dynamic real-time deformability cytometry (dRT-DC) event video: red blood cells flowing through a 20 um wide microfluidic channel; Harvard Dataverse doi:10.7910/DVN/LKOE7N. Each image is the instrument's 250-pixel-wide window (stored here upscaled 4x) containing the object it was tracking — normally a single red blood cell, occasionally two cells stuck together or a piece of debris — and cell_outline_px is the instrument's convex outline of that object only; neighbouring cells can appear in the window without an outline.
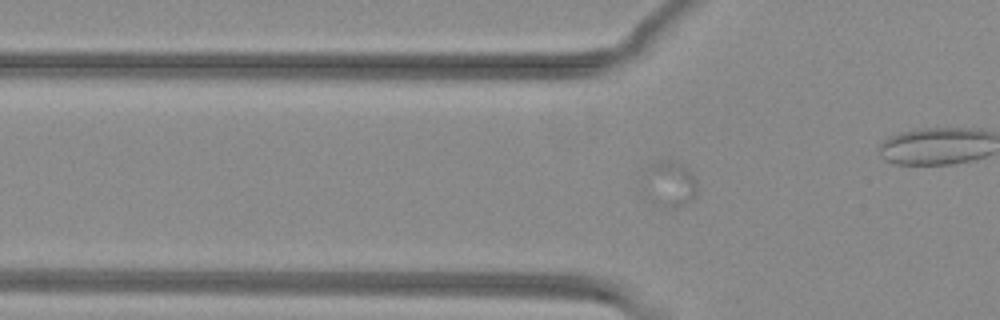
{"species": "common noctule bat (a hibernating species)", "species_latin": "Nyctalus noctula", "temperature_condition": "warm", "stored_images_in_passage": 49, "segment_of_instrument_passage": [1, 2], "camera_frame_rate_fps": 3000, "um_per_image_px": 0.085, "animal": {"sex": "female", "body_mass_g": 29.2, "forearm_length_mm": 56.3}, "frame": {"image": 1, "passage_image": 15, "time_ms": 4.667, "image_size_px": [1000, 320], "cell_outline_px": [[700, 192], [692, 200], [684, 204], [656, 204], [644, 200], [648, 168], [656, 160], [668, 160], [680, 164], [696, 180]], "centroid_in_image_um": [56.93, 15.64], "position_along_channel_um": 68.9, "area_um2": 13.81}}
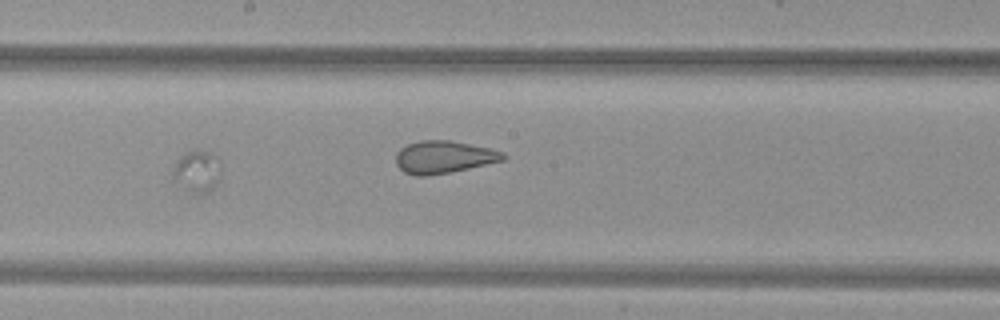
{"frame": {"image": 2, "passage_image": 29, "time_ms": 9.333, "image_size_px": [1000, 320], "cell_outline_px": [[220, 176], [216, 184], [208, 192], [192, 196], [172, 176], [176, 164], [188, 152], [196, 148], [212, 152], [220, 160]], "centroid_in_image_um": [16.82, 14.58], "position_along_channel_um": 231.4, "area_um2": 11.73}}
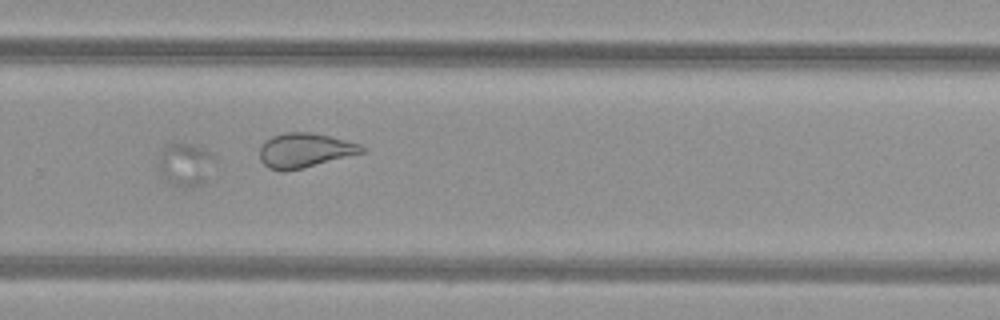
{"frame": {"image": 3, "passage_image": 36, "time_ms": 11.667, "image_size_px": [1000, 320], "cell_outline_px": [[216, 160], [204, 180], [200, 184], [192, 188], [184, 188], [172, 184], [160, 172], [156, 164], [160, 152], [172, 140], [176, 140], [196, 144], [204, 148]], "centroid_in_image_um": [15.71, 13.92], "position_along_channel_um": 314.1, "area_um2": 14.45}}